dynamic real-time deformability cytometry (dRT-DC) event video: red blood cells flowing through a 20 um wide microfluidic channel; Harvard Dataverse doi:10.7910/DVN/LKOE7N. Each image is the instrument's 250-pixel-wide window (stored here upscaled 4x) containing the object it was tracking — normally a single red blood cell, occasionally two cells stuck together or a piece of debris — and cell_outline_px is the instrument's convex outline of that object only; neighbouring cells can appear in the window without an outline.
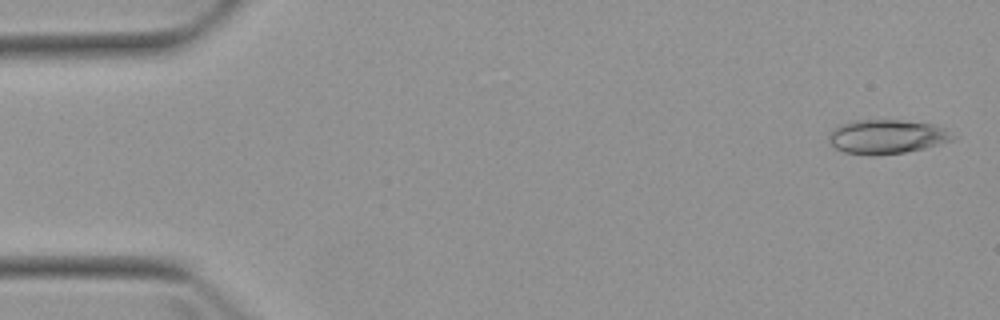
{"species": "Egyptian fruit bat (a non-hibernating species)", "species_latin": "Rousettus aegyptiacus", "temperature_condition": "warm", "stored_images_in_passage": 2, "camera_frame_rate_fps": 3000, "um_per_image_px": 0.085, "animal": {"sex": "female"}, "frame": {"image": 1, "passage_image": 2, "time_ms": 1.333, "image_size_px": [1000, 320], "cell_outline_px": [[952, 140], [924, 148], [904, 152], [876, 156], [868, 156], [844, 152], [836, 148], [828, 140], [828, 132], [836, 124], [852, 120], [900, 120], [936, 124], [944, 128]], "centroid_in_image_um": [75.25, 11.61], "position_along_channel_um": 9.8, "area_um2": 24.8}}